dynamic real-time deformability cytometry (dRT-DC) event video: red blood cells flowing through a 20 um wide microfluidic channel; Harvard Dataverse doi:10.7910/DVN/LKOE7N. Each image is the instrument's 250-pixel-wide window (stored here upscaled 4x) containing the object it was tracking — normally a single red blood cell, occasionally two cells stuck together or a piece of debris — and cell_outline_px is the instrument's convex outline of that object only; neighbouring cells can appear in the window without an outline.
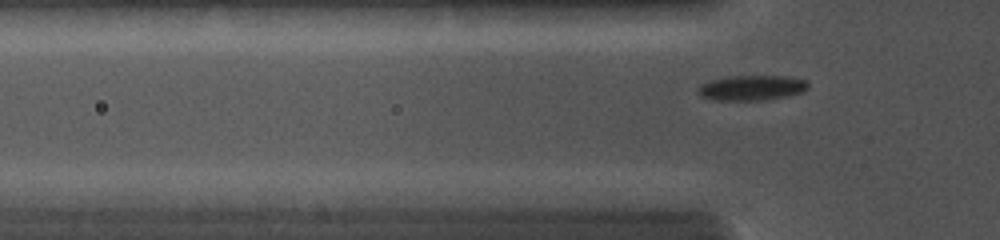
{"species": "common noctule bat (a hibernating species)", "species_latin": "Nyctalus noctula", "temperature_condition": "cold", "stored_images_in_passage": 50, "camera_frame_rate_fps": 5000, "um_per_image_px": 0.085, "animal": {"sex": "female", "body_mass_g": 19.0, "forearm_length_mm": 56.7}, "frame": {"image": 1, "passage_image": 12, "time_ms": 2.4, "image_size_px": [1000, 240], "cell_outline_px": [[808, 88], [804, 92], [788, 96], [764, 100], [712, 100], [700, 96], [696, 88], [700, 84], [712, 80], [728, 76], [792, 76], [808, 80]], "centroid_in_image_um": [63.92, 7.46], "position_along_channel_um": 61.9, "area_um2": 16.42}}
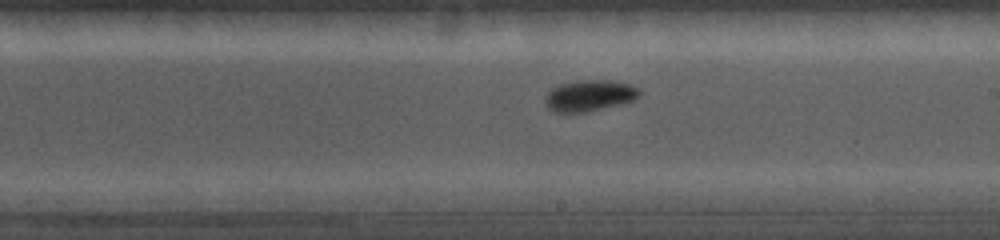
{"frame": {"image": 2, "passage_image": 35, "time_ms": 6.4, "image_size_px": [1000, 240], "cell_outline_px": [[640, 96], [632, 100], [620, 104], [588, 112], [552, 112], [548, 108], [544, 100], [544, 96], [552, 88], [560, 84], [576, 80], [608, 80], [632, 84], [640, 88]], "centroid_in_image_um": [50.1, 8.12], "position_along_channel_um": 238.9, "area_um2": 17.34}}
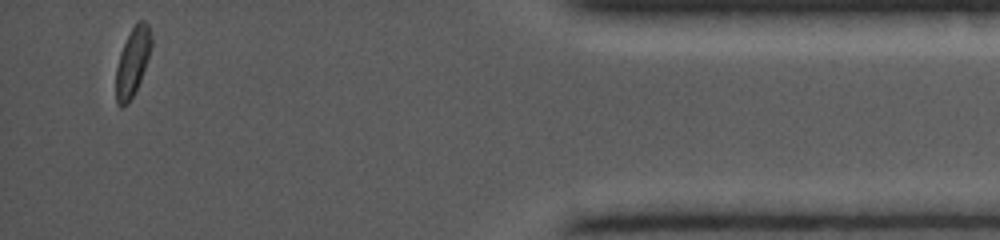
{"frame": {"image": 3, "passage_image": 50, "time_ms": 11.6, "image_size_px": [1000, 240], "cell_outline_px": [[152, 48], [140, 80], [128, 104], [120, 108], [116, 104], [116, 68], [120, 52], [132, 28], [140, 20], [144, 20], [148, 24], [152, 36]], "centroid_in_image_um": [11.27, 5.27], "position_along_channel_um": 423.9, "area_um2": 14.05}}